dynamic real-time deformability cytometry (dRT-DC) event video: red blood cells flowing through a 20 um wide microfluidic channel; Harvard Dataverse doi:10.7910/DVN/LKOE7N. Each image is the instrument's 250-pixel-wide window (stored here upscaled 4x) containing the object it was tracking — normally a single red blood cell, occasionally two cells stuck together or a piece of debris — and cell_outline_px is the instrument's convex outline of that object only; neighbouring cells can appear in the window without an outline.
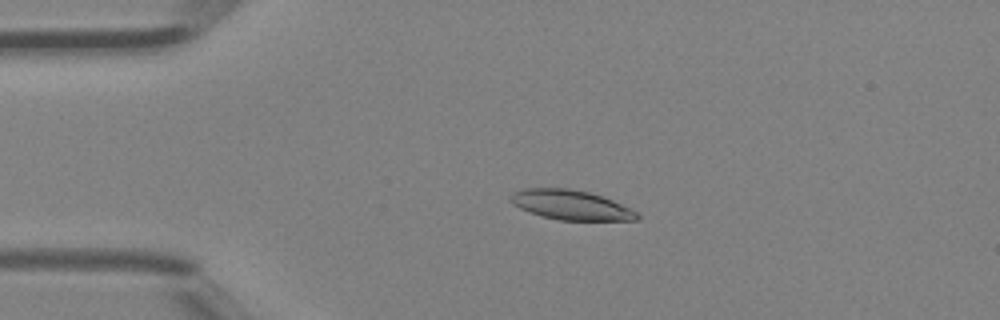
{"species": "Egyptian fruit bat (a non-hibernating species)", "species_latin": "Rousettus aegyptiacus", "temperature_condition": "room temperature", "stored_images_in_passage": 5, "camera_frame_rate_fps": 3000, "um_per_image_px": 0.085, "animal": {"sex": "female"}, "frame": {"image": 1, "passage_image": 3, "time_ms": 0.667, "image_size_px": [1000, 320], "cell_outline_px": [[640, 220], [560, 220], [540, 216], [528, 212], [512, 204], [508, 196], [512, 192], [520, 188], [568, 188], [588, 192], [604, 196], [636, 212], [640, 216]], "centroid_in_image_um": [48.46, 17.41], "position_along_channel_um": 36.5, "area_um2": 22.02}}
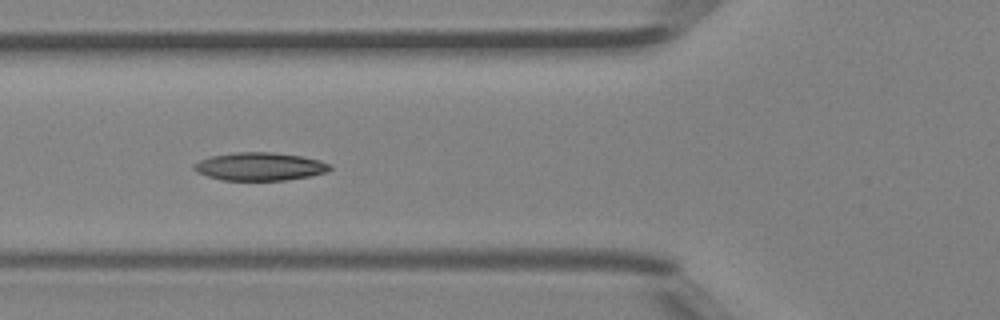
{"frame": {"image": 2, "passage_image": 5, "time_ms": 1.333, "image_size_px": [1000, 320], "cell_outline_px": [[332, 168], [328, 172], [312, 176], [284, 180], [224, 180], [208, 176], [196, 172], [192, 168], [192, 164], [200, 160], [212, 156], [232, 152], [272, 152], [300, 156], [320, 160], [332, 164]], "centroid_in_image_um": [22.1, 14.15], "position_along_channel_um": 103.7, "area_um2": 22.37}}